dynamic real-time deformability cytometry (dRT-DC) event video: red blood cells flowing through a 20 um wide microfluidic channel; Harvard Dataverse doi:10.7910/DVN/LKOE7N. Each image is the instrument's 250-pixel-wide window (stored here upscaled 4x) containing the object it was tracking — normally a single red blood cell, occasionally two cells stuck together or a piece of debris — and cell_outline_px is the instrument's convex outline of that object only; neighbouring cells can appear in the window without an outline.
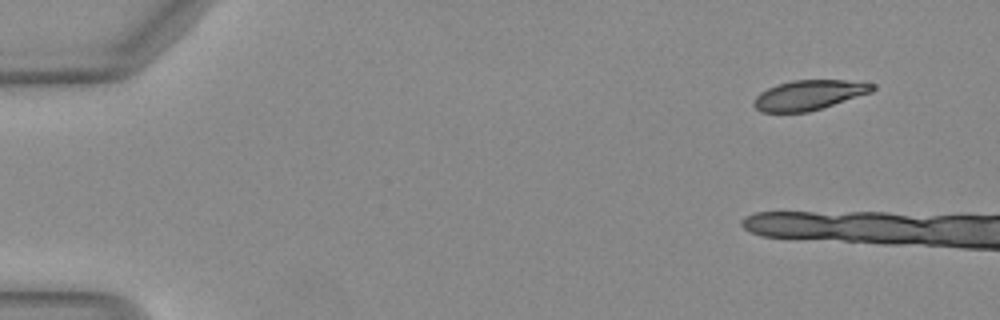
{"species": "Egyptian fruit bat (a non-hibernating species)", "species_latin": "Rousettus aegyptiacus", "temperature_condition": "warm", "stored_images_in_passage": 7, "camera_frame_rate_fps": 3000, "um_per_image_px": 0.085, "animal": {"sex": "female"}, "frame": {"image": 1, "passage_image": 1, "time_ms": 0.0, "image_size_px": [1000, 320], "cell_outline_px": [[876, 88], [872, 92], [808, 112], [760, 112], [752, 104], [756, 96], [760, 92], [768, 88], [792, 80], [844, 80], [876, 84]], "centroid_in_image_um": [68.75, 8.08], "position_along_channel_um": 16.2, "area_um2": 20.46}}